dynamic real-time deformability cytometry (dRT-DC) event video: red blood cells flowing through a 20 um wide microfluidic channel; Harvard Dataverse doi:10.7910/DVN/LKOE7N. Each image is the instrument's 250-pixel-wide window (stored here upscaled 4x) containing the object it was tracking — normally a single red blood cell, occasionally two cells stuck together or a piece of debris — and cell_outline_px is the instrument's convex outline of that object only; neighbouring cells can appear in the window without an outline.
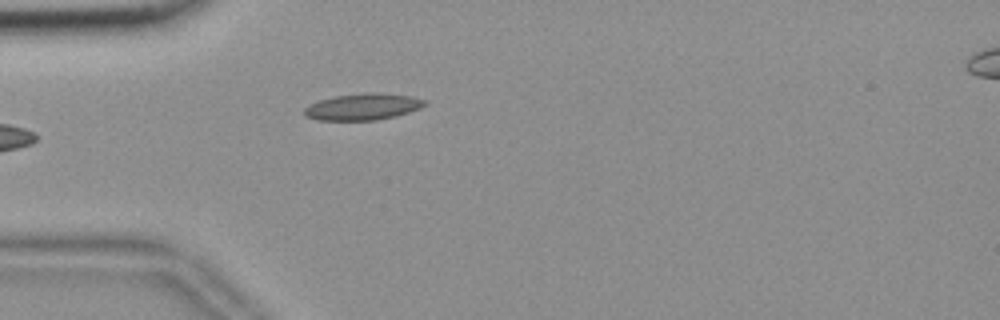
{"species": "common noctule bat (a hibernating species)", "species_latin": "Nyctalus noctula", "temperature_condition": "room temperature", "stored_images_in_passage": 7, "camera_frame_rate_fps": 3000, "um_per_image_px": 0.085, "animal": {"sex": "female", "body_mass_g": 18.4}, "frame": {"image": 1, "passage_image": 1, "time_ms": 0.0, "image_size_px": [1000, 320], "cell_outline_px": [[428, 104], [420, 108], [396, 116], [376, 120], [316, 120], [304, 116], [304, 108], [308, 104], [332, 96], [364, 92], [380, 92], [412, 96], [428, 100]], "centroid_in_image_um": [30.85, 9.06], "position_along_channel_um": 54.1, "area_um2": 19.02}}